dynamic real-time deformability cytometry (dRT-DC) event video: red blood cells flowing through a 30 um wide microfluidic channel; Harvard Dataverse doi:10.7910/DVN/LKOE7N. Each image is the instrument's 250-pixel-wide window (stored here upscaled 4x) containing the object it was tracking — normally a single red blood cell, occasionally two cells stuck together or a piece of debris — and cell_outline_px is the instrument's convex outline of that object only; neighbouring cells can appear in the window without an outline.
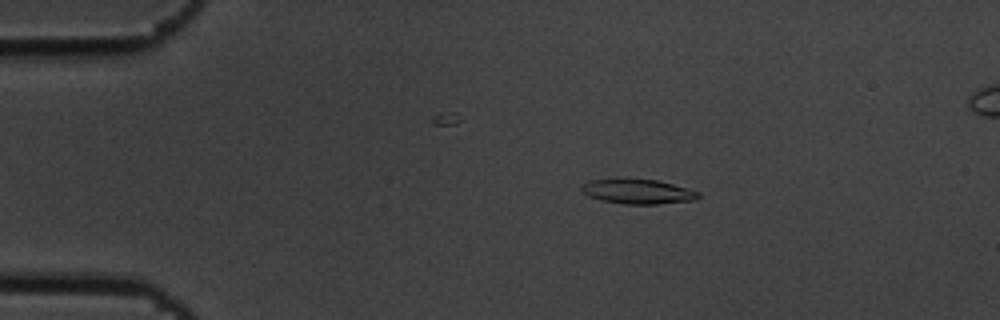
{"species": "common noctule bat (a hibernating species)", "species_latin": "Nyctalus noctula", "temperature_condition": "cold", "stored_images_in_passage": 56, "segment_of_instrument_passage": [1, 2], "camera_frame_rate_fps": 3000, "um_per_image_px": 0.085, "animal": {"sex": "male", "body_mass_g": 19.5, "forearm_length_mm": 54.6}, "frame": {"image": 1, "passage_image": 10, "time_ms": 3.0, "image_size_px": [1000, 320], "cell_outline_px": [[700, 196], [696, 200], [656, 204], [624, 204], [600, 200], [588, 196], [580, 192], [580, 184], [588, 180], [656, 180], [688, 188], [700, 192]], "centroid_in_image_um": [54.19, 16.3], "position_along_channel_um": 30.8, "area_um2": 16.7}}
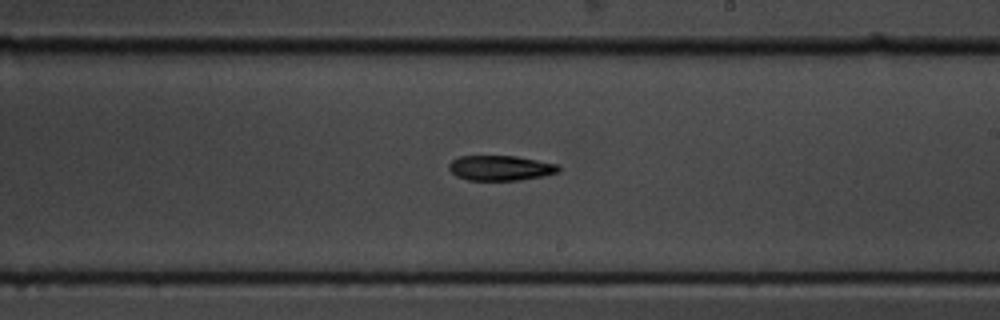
{"frame": {"image": 2, "passage_image": 32, "time_ms": 10.333, "image_size_px": [1000, 320], "cell_outline_px": [[560, 172], [544, 176], [520, 180], [468, 180], [456, 176], [448, 168], [448, 164], [452, 160], [460, 156], [516, 156], [556, 164], [560, 168]], "centroid_in_image_um": [42.53, 14.28], "position_along_channel_um": 246.5, "area_um2": 16.01}}
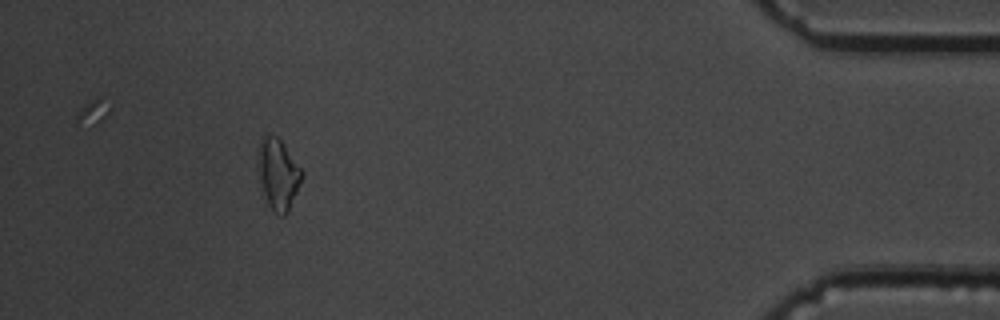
{"frame": {"image": 3, "passage_image": 50, "time_ms": 16.333, "image_size_px": [1000, 320], "cell_outline_px": [[304, 172], [288, 212], [284, 216], [280, 216], [268, 204], [260, 188], [256, 164], [256, 152], [260, 136], [264, 132], [276, 136], [284, 144]], "centroid_in_image_um": [23.57, 14.72], "position_along_channel_um": 411.6, "area_um2": 18.67}}